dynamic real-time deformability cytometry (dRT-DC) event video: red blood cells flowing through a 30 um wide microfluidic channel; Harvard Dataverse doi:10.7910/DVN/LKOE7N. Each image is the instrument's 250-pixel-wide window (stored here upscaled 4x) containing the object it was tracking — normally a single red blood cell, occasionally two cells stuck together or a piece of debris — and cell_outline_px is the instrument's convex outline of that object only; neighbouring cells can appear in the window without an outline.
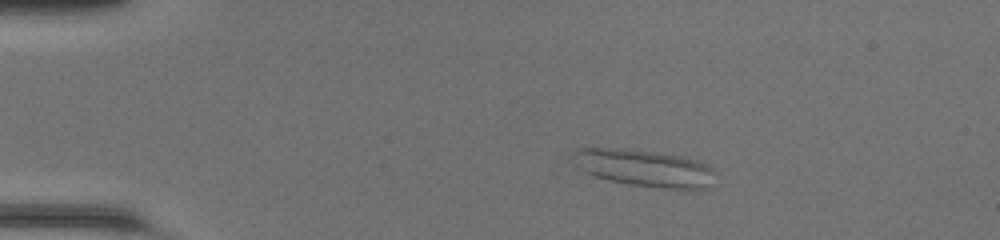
{"species": "common noctule bat (a hibernating species)", "species_latin": "Nyctalus noctula", "temperature_condition": "room temperature", "stored_images_in_passage": 48, "camera_frame_rate_fps": 3000, "um_per_image_px": 0.085, "animal": {"sex": "female", "body_mass_g": 20.0, "forearm_length_mm": 54.0}, "frame": {"image": 1, "passage_image": 9, "time_ms": 2.667, "image_size_px": [1000, 240], "cell_outline_px": [[716, 172], [708, 188], [696, 192], [632, 184], [608, 180], [592, 176], [576, 168], [568, 160], [568, 152], [576, 148], [620, 148], [656, 152], [680, 156], [712, 164]], "centroid_in_image_um": [54.73, 14.29], "position_along_channel_um": 30.3, "area_um2": 32.02}}
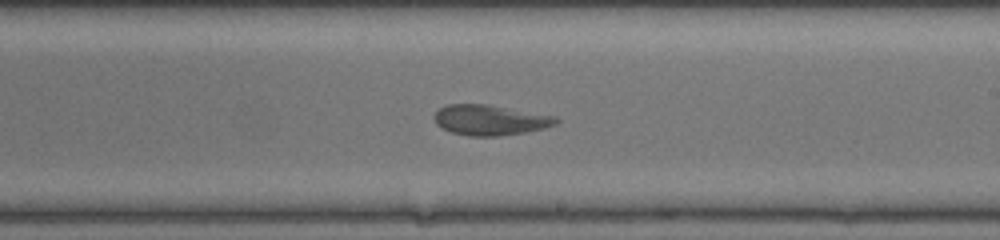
{"frame": {"image": 2, "passage_image": 29, "time_ms": 9.333, "image_size_px": [1000, 240], "cell_outline_px": [[560, 120], [556, 124], [544, 128], [524, 132], [496, 136], [468, 136], [452, 132], [440, 128], [436, 124], [432, 116], [440, 108], [448, 104], [488, 104], [556, 116]], "centroid_in_image_um": [41.63, 10.2], "position_along_channel_um": 247.4, "area_um2": 21.62}}
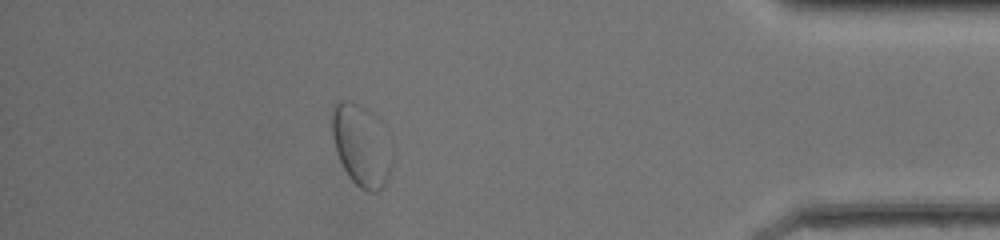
{"frame": {"image": 3, "passage_image": 43, "time_ms": 14.0, "image_size_px": [1000, 240], "cell_outline_px": [[392, 172], [388, 180], [376, 192], [368, 192], [360, 188], [348, 176], [336, 152], [332, 136], [332, 104], [336, 100], [348, 100], [360, 104], [368, 108], [380, 120], [392, 160]], "centroid_in_image_um": [30.69, 12.32], "position_along_channel_um": 404.5, "area_um2": 28.84}, "authors_computed_cell_mechanics": {"area_um2": 24.6806, "velocity_mm_per_s": 4.2492, "shape_relaxation_time_tau1_ms": null, "shape_relaxation_time_tau2_ms": 1.828, "deformation_change_tau1": null, "deformation_change_tau2": 0.0842}}